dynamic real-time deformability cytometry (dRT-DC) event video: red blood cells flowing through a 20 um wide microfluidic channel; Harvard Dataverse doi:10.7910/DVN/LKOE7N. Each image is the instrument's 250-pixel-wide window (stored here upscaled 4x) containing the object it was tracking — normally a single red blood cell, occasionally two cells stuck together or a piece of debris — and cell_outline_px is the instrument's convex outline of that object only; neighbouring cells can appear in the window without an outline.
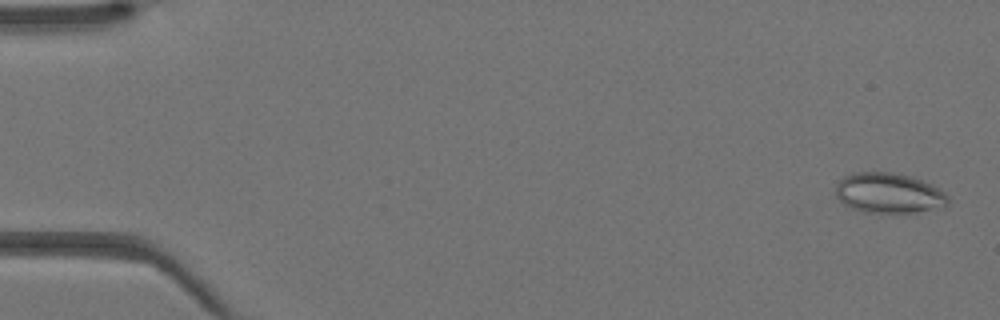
{"species": "Egyptian fruit bat (a non-hibernating species)", "species_latin": "Rousettus aegyptiacus", "temperature_condition": "warm", "stored_images_in_passage": 43, "camera_frame_rate_fps": 3000, "um_per_image_px": 0.085, "animal": {"sex": "female"}, "frame": {"image": 1, "passage_image": 2, "time_ms": 0.333, "image_size_px": [1000, 320], "cell_outline_px": [[948, 204], [944, 208], [916, 212], [864, 212], [852, 208], [844, 204], [836, 196], [836, 184], [844, 176], [852, 172], [888, 172], [912, 176], [932, 184], [940, 188], [948, 196]], "centroid_in_image_um": [75.58, 16.41], "position_along_channel_um": 9.4, "area_um2": 26.53}}
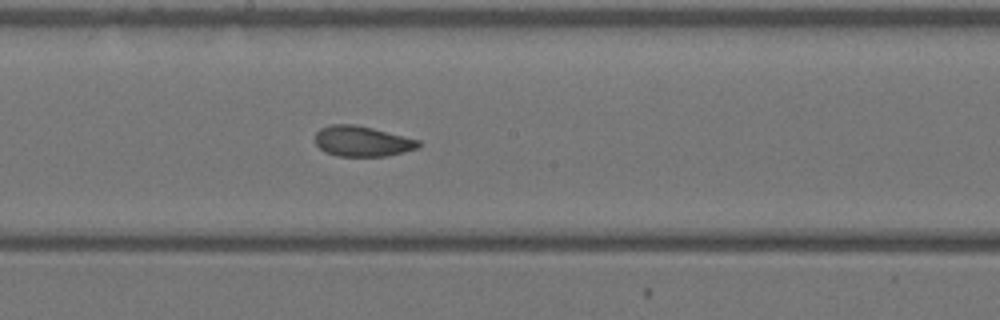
{"frame": {"image": 2, "passage_image": 24, "time_ms": 7.667, "image_size_px": [1000, 320], "cell_outline_px": [[420, 144], [416, 148], [384, 156], [336, 156], [324, 152], [316, 144], [316, 132], [320, 128], [332, 124], [352, 124], [372, 128], [420, 140]], "centroid_in_image_um": [30.73, 12.0], "position_along_channel_um": 217.5, "area_um2": 18.09}}
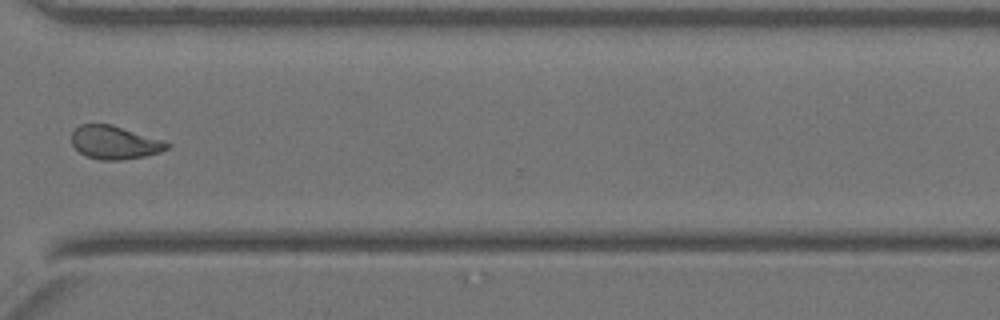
{"frame": {"image": 3, "passage_image": 33, "time_ms": 10.667, "image_size_px": [1000, 320], "cell_outline_px": [[172, 144], [168, 148], [160, 152], [144, 156], [120, 160], [100, 160], [88, 156], [80, 152], [72, 144], [72, 132], [80, 124], [112, 124]], "centroid_in_image_um": [9.72, 12.11], "position_along_channel_um": 360.9, "area_um2": 18.21}}